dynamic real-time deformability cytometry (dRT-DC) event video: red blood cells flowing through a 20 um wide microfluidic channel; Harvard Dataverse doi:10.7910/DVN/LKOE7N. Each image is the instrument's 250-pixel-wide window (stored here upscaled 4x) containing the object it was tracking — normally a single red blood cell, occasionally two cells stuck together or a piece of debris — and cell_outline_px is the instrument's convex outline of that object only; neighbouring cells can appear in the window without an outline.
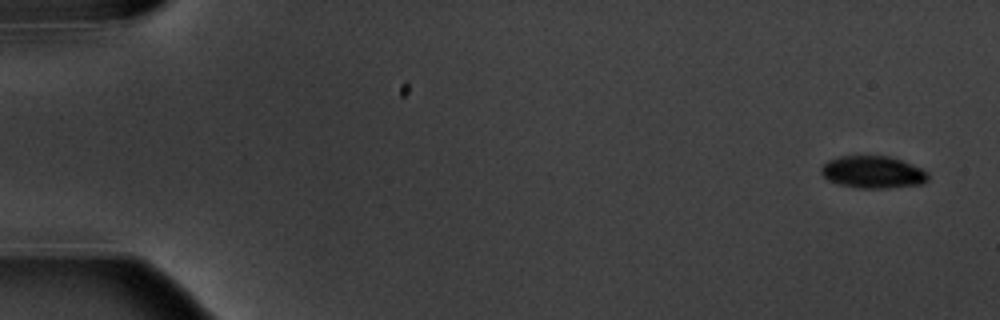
{"species": "common noctule bat (a hibernating species)", "species_latin": "Nyctalus noctula", "temperature_condition": "warm", "stored_images_in_passage": 11, "camera_frame_rate_fps": 3000, "um_per_image_px": 0.085, "animal": {"sex": "male", "body_mass_g": 20.1, "forearm_length_mm": 53.5}, "frame": {"image": 1, "passage_image": 1, "time_ms": 0.0, "image_size_px": [1000, 320], "cell_outline_px": [[928, 180], [924, 184], [888, 188], [856, 188], [840, 184], [828, 180], [820, 172], [820, 168], [828, 160], [840, 156], [888, 156], [900, 160], [920, 168], [928, 172]], "centroid_in_image_um": [74.19, 14.64], "position_along_channel_um": 10.8, "area_um2": 20.06}}
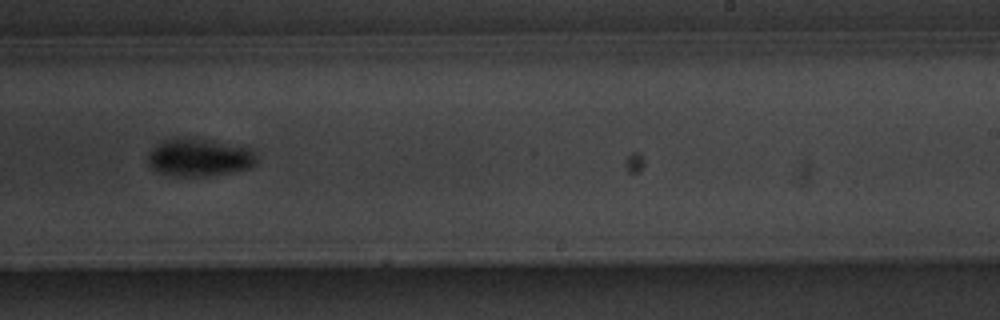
{"frame": {"image": 2, "passage_image": 10, "time_ms": 11.333, "image_size_px": [1000, 320], "cell_outline_px": [[256, 160], [248, 168], [232, 172], [204, 176], [176, 176], [156, 172], [148, 164], [148, 156], [152, 148], [164, 140], [200, 140], [252, 148], [256, 156]], "centroid_in_image_um": [16.92, 13.43], "position_along_channel_um": 272.1, "area_um2": 23.0}}
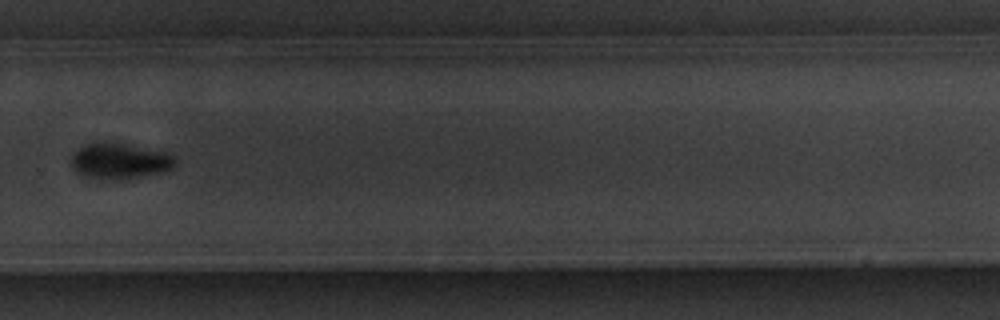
{"frame": {"image": 3, "passage_image": 11, "time_ms": 12.667, "image_size_px": [1000, 320], "cell_outline_px": [[176, 164], [172, 168], [140, 176], [112, 180], [84, 176], [76, 172], [72, 168], [72, 152], [76, 148], [84, 144], [104, 140], [168, 152], [176, 156]], "centroid_in_image_um": [10.12, 13.64], "position_along_channel_um": 319.7, "area_um2": 21.85}}